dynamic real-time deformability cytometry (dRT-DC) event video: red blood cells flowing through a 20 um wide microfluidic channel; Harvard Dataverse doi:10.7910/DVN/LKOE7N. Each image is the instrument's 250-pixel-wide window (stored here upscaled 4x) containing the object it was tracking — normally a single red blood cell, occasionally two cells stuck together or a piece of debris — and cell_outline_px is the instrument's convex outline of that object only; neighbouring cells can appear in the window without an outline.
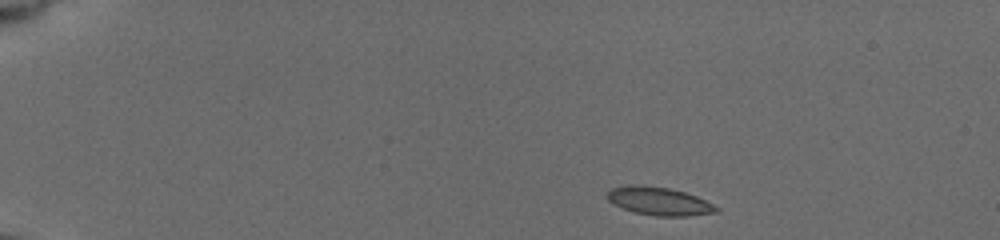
{"species": "common noctule bat (a hibernating species)", "species_latin": "Nyctalus noctula", "temperature_condition": "cold", "stored_images_in_passage": 47, "camera_frame_rate_fps": 3000, "um_per_image_px": 0.085, "animal": {"sex": "female", "body_mass_g": 19.5, "forearm_length_mm": 54.1}, "frame": {"image": 1, "passage_image": 1, "time_ms": 0.0, "image_size_px": [1000, 240], "cell_outline_px": [[720, 208], [716, 212], [688, 216], [656, 216], [636, 212], [624, 208], [608, 200], [608, 192], [612, 188], [628, 184], [640, 184], [668, 188], [684, 192], [696, 196]], "centroid_in_image_um": [56.03, 17.09], "position_along_channel_um": 29.0, "area_um2": 17.63}}
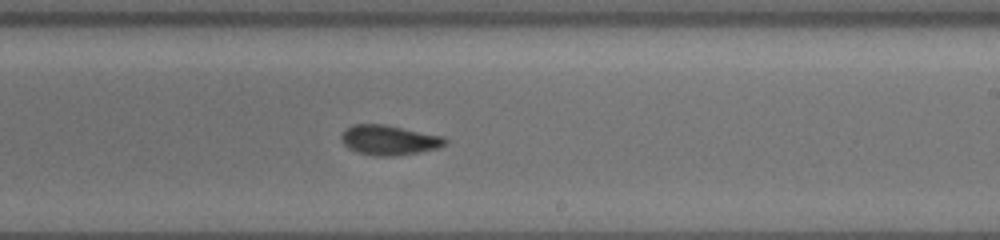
{"frame": {"image": 2, "passage_image": 27, "time_ms": 8.667, "image_size_px": [1000, 240], "cell_outline_px": [[448, 140], [440, 148], [420, 152], [392, 156], [372, 156], [356, 152], [348, 148], [340, 140], [340, 136], [344, 128], [352, 124], [384, 124], [444, 136]], "centroid_in_image_um": [33.04, 11.9], "position_along_channel_um": 256.0, "area_um2": 18.38}}
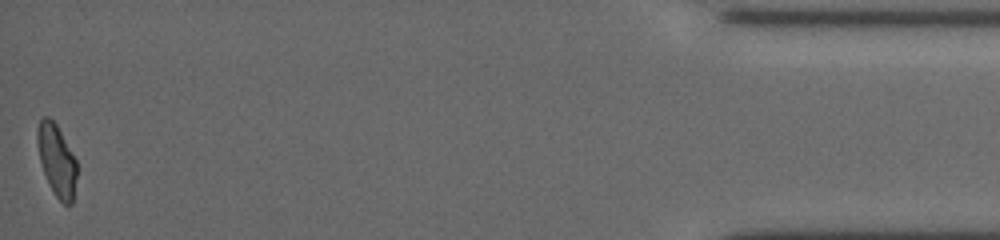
{"frame": {"image": 3, "passage_image": 47, "time_ms": 15.333, "image_size_px": [1000, 240], "cell_outline_px": [[76, 176], [72, 204], [64, 204], [56, 196], [48, 184], [40, 160], [36, 140], [36, 132], [40, 120], [44, 116], [48, 116], [56, 124], [76, 160]], "centroid_in_image_um": [4.8, 13.61], "position_along_channel_um": 430.4, "area_um2": 16.24}, "authors_computed_cell_mechanics": {"area_um2": 17.918, "velocity_mm_per_s": 3.7592, "shape_relaxation_time_tau1_ms": 8.7312, "shape_relaxation_time_tau2_ms": 1.7995, "deformation_change_tau1": 0.1773, "deformation_change_tau2": 0.054}}